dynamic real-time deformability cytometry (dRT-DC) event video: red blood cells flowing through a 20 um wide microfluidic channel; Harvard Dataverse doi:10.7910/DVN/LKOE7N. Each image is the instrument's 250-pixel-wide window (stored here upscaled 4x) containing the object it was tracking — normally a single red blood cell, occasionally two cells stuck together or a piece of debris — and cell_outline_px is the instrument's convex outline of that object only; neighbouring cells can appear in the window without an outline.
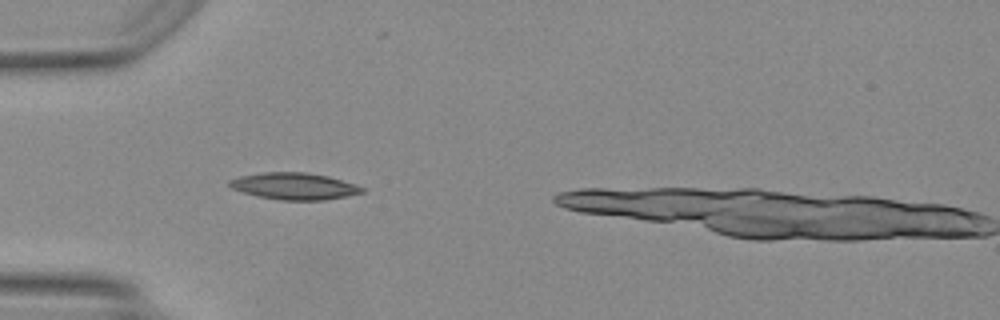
{"species": "Egyptian fruit bat (a non-hibernating species)", "species_latin": "Rousettus aegyptiacus", "temperature_condition": "warm", "stored_images_in_passage": 18, "camera_frame_rate_fps": 3000, "um_per_image_px": 0.085, "animal": {"sex": "female"}, "frame": {"image": 1, "passage_image": 1, "time_ms": 0.0, "image_size_px": [1000, 320], "cell_outline_px": [[364, 192], [324, 200], [280, 200], [256, 196], [232, 188], [228, 184], [228, 180], [240, 176], [264, 172], [304, 172], [328, 176], [364, 188]], "centroid_in_image_um": [24.96, 15.82], "position_along_channel_um": 60.0, "area_um2": 20.4}}
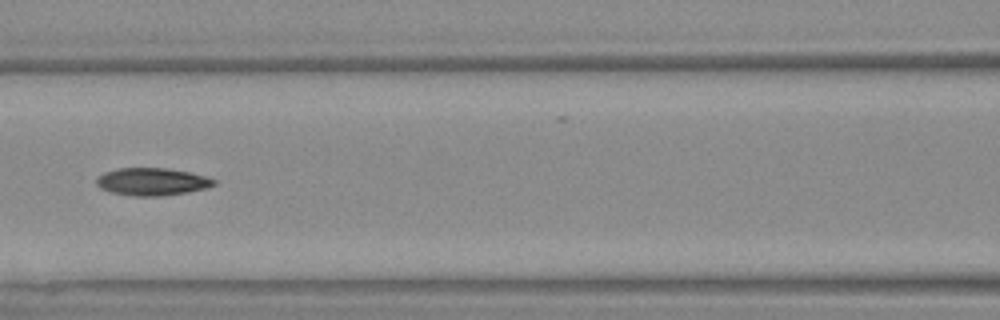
{"frame": {"image": 2, "passage_image": 8, "time_ms": 2.333, "image_size_px": [1000, 320], "cell_outline_px": [[216, 184], [204, 188], [184, 192], [156, 196], [132, 196], [112, 192], [100, 188], [96, 184], [96, 176], [104, 172], [120, 168], [168, 168], [188, 172], [204, 176], [216, 180]], "centroid_in_image_um": [12.86, 15.43], "position_along_channel_um": 153.7, "area_um2": 18.61}}
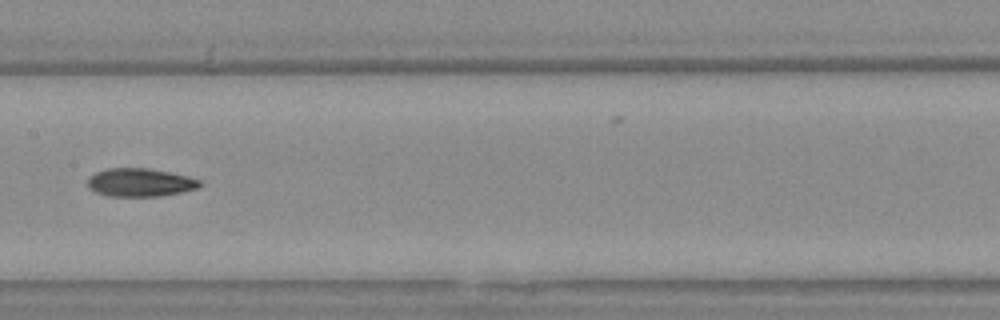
{"frame": {"image": 3, "passage_image": 11, "time_ms": 3.333, "image_size_px": [1000, 320], "cell_outline_px": [[204, 184], [196, 188], [180, 192], [160, 196], [108, 196], [96, 192], [88, 188], [88, 176], [96, 172], [108, 168], [148, 168], [188, 176], [200, 180]], "centroid_in_image_um": [11.89, 15.5], "position_along_channel_um": 195.5, "area_um2": 18.44}}